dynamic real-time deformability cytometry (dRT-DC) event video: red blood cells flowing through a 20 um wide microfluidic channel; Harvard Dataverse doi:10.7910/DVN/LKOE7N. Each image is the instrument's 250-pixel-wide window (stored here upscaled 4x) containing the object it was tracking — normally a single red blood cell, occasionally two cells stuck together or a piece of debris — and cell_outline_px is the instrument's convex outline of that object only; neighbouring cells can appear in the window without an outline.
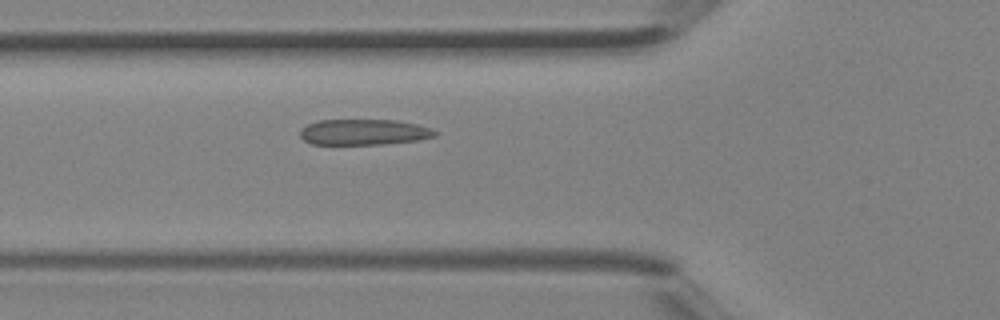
{"species": "Egyptian fruit bat (a non-hibernating species)", "species_latin": "Rousettus aegyptiacus", "temperature_condition": "room temperature", "stored_images_in_passage": 25, "camera_frame_rate_fps": 3000, "um_per_image_px": 0.085, "animal": {"sex": "female"}, "frame": {"image": 1, "passage_image": 2, "time_ms": 0.333, "image_size_px": [1000, 320], "cell_outline_px": [[436, 136], [416, 140], [380, 144], [312, 144], [304, 140], [300, 136], [300, 128], [316, 120], [396, 120], [416, 124], [432, 128], [436, 132]], "centroid_in_image_um": [30.89, 11.22], "position_along_channel_um": 94.9, "area_um2": 20.17}}
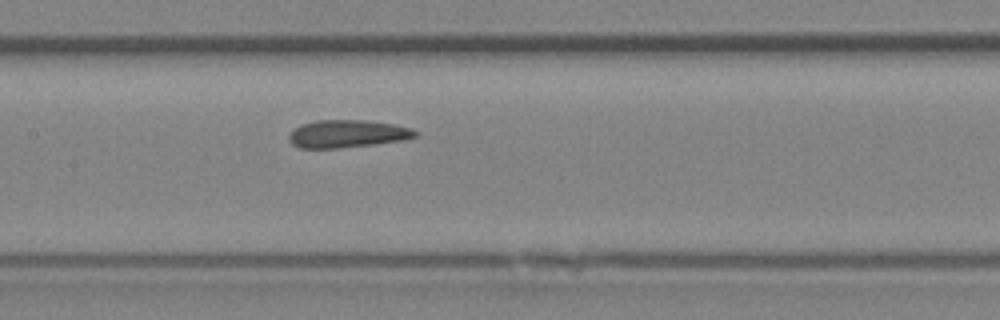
{"frame": {"image": 2, "passage_image": 7, "time_ms": 2.0, "image_size_px": [1000, 320], "cell_outline_px": [[420, 136], [404, 140], [340, 148], [300, 148], [292, 144], [288, 140], [288, 136], [300, 124], [316, 120], [364, 120], [396, 124], [412, 128], [420, 132]], "centroid_in_image_um": [29.58, 11.37], "position_along_channel_um": 177.8, "area_um2": 20.58}}
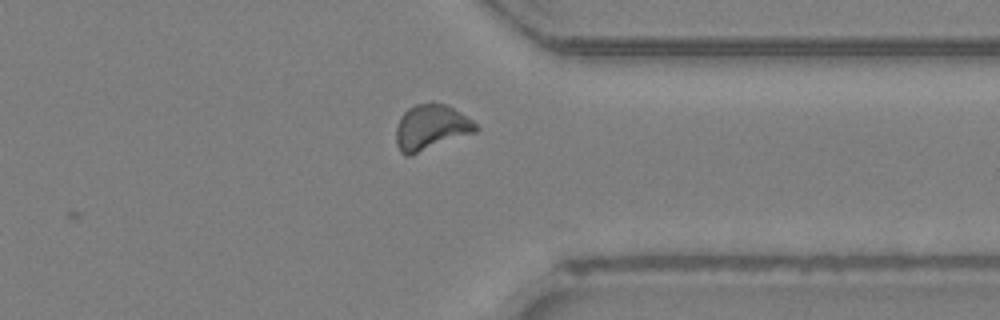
{"frame": {"image": 3, "passage_image": 19, "time_ms": 6.0, "image_size_px": [1000, 320], "cell_outline_px": [[480, 128], [476, 132], [408, 156], [404, 156], [400, 152], [396, 144], [396, 128], [400, 116], [408, 108], [416, 104], [432, 100], [444, 104], [460, 112], [472, 120]], "centroid_in_image_um": [36.62, 10.8], "position_along_channel_um": 374.8, "area_um2": 21.27}}